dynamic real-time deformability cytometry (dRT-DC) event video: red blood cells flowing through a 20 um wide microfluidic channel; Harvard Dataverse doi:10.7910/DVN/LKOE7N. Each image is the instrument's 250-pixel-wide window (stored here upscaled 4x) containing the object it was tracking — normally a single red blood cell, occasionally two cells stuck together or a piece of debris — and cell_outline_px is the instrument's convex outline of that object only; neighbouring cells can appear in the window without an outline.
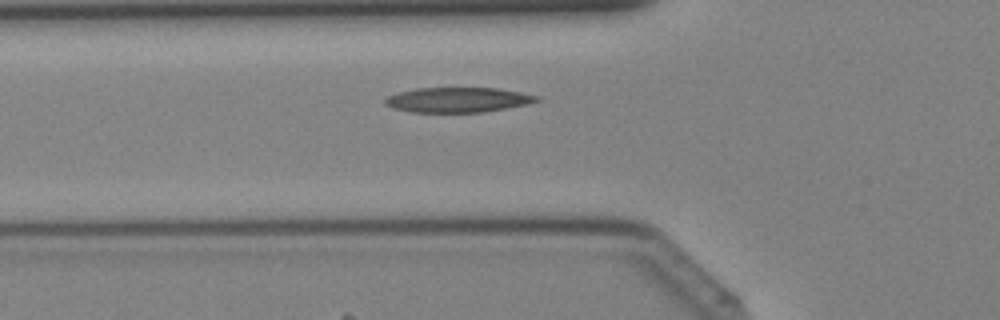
{"species": "Egyptian fruit bat (a non-hibernating species)", "species_latin": "Rousettus aegyptiacus", "temperature_condition": "cold", "stored_images_in_passage": 36, "camera_frame_rate_fps": 3000, "um_per_image_px": 0.085, "animal": {"sex": "female"}, "frame": {"image": 1, "passage_image": 9, "time_ms": 2.667, "image_size_px": [1000, 320], "cell_outline_px": [[540, 100], [528, 104], [484, 112], [412, 112], [392, 108], [384, 104], [384, 100], [388, 96], [396, 92], [416, 88], [500, 88], [540, 96]], "centroid_in_image_um": [38.91, 8.48], "position_along_channel_um": 86.9, "area_um2": 22.2}}
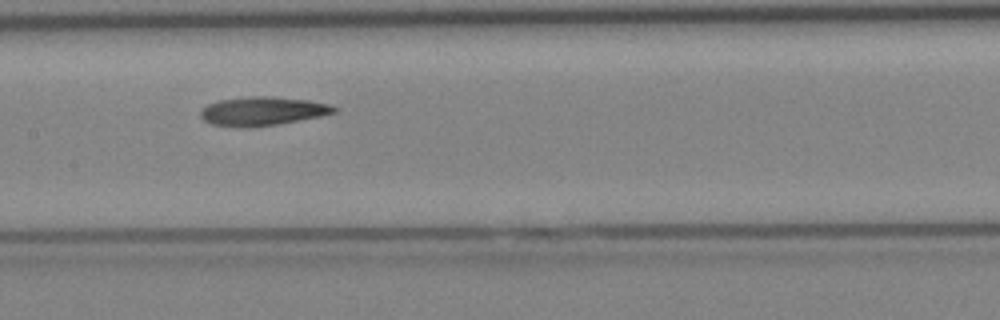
{"frame": {"image": 2, "passage_image": 15, "time_ms": 4.667, "image_size_px": [1000, 320], "cell_outline_px": [[336, 112], [320, 116], [276, 124], [248, 128], [240, 128], [212, 124], [204, 120], [200, 116], [200, 112], [208, 104], [220, 100], [248, 96], [272, 96], [308, 100], [332, 104], [336, 108]], "centroid_in_image_um": [22.31, 9.44], "position_along_channel_um": 185.1, "area_um2": 22.37}}
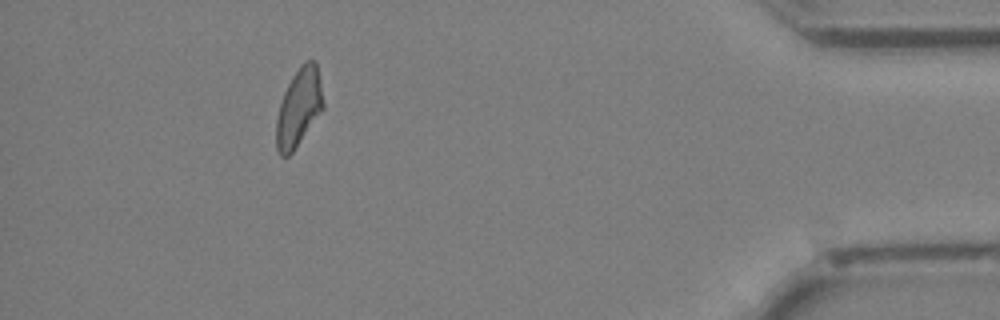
{"frame": {"image": 3, "passage_image": 32, "time_ms": 10.333, "image_size_px": [1000, 320], "cell_outline_px": [[324, 108], [292, 152], [288, 156], [280, 156], [276, 148], [276, 120], [280, 100], [292, 76], [300, 64], [304, 60], [316, 60], [324, 104]], "centroid_in_image_um": [25.39, 9.11], "position_along_channel_um": 409.8, "area_um2": 21.33}}